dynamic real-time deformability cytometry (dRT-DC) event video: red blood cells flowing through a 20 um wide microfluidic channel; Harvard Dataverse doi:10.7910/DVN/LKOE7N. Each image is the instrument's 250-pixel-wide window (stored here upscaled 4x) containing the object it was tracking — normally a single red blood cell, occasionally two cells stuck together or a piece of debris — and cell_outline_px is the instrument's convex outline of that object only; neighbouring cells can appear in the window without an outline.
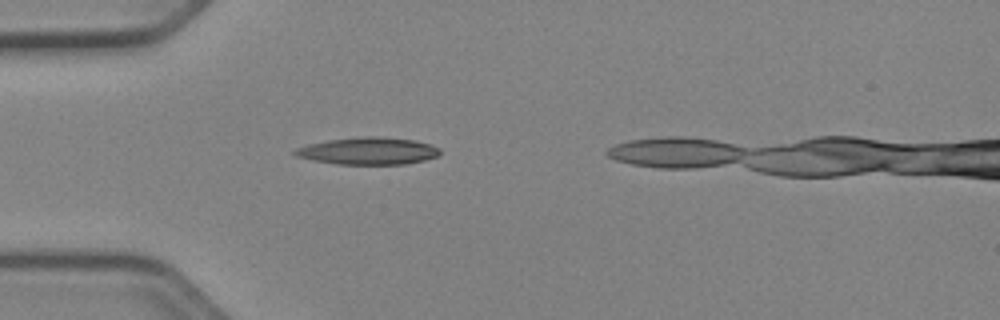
{"species": "Egyptian fruit bat (a non-hibernating species)", "species_latin": "Rousettus aegyptiacus", "temperature_condition": "cold", "stored_images_in_passage": 36, "camera_frame_rate_fps": 3000, "um_per_image_px": 0.085, "animal": {"sex": "female"}, "frame": {"image": 1, "passage_image": 6, "time_ms": 1.667, "image_size_px": [1000, 320], "cell_outline_px": [[440, 156], [408, 164], [336, 164], [312, 160], [296, 156], [292, 152], [296, 148], [308, 144], [328, 140], [368, 136], [376, 136], [416, 140], [432, 144], [440, 148]], "centroid_in_image_um": [31.33, 12.83], "position_along_channel_um": 53.7, "area_um2": 23.12}}
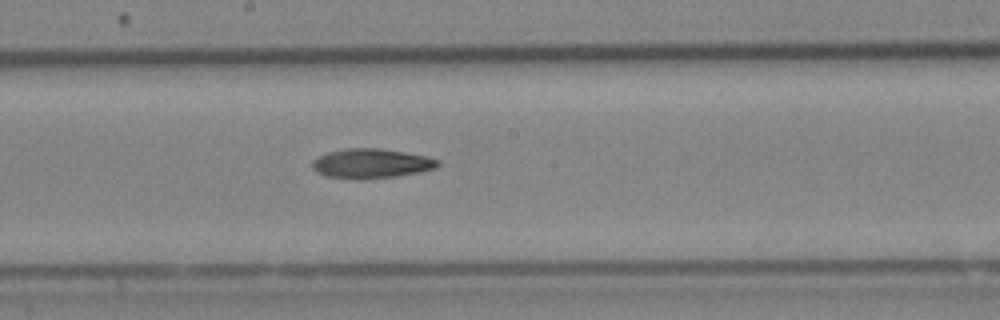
{"frame": {"image": 2, "passage_image": 19, "time_ms": 6.0, "image_size_px": [1000, 320], "cell_outline_px": [[440, 164], [436, 168], [420, 172], [396, 176], [360, 180], [356, 180], [328, 176], [316, 172], [312, 168], [312, 160], [316, 156], [328, 152], [344, 148], [380, 148], [404, 152], [424, 156], [440, 160]], "centroid_in_image_um": [31.52, 13.9], "position_along_channel_um": 216.7, "area_um2": 21.85}}
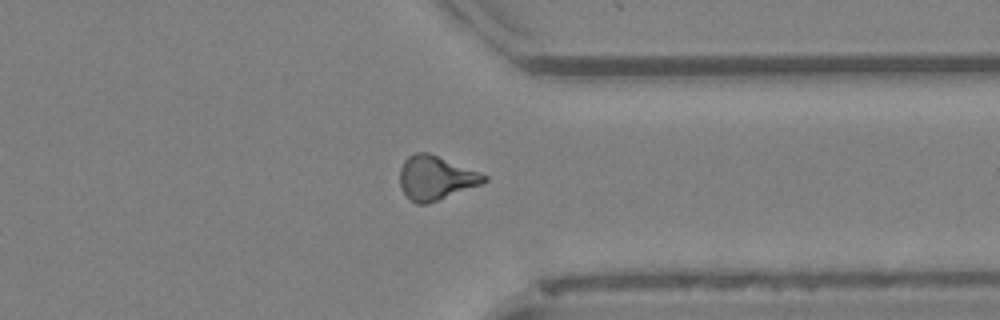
{"frame": {"image": 3, "passage_image": 31, "time_ms": 10.0, "image_size_px": [1000, 320], "cell_outline_px": [[488, 180], [480, 184], [428, 204], [416, 204], [408, 200], [400, 188], [400, 168], [404, 160], [408, 156], [416, 152], [428, 152], [480, 172], [488, 176]], "centroid_in_image_um": [37.0, 15.13], "position_along_channel_um": 374.4, "area_um2": 21.68}}